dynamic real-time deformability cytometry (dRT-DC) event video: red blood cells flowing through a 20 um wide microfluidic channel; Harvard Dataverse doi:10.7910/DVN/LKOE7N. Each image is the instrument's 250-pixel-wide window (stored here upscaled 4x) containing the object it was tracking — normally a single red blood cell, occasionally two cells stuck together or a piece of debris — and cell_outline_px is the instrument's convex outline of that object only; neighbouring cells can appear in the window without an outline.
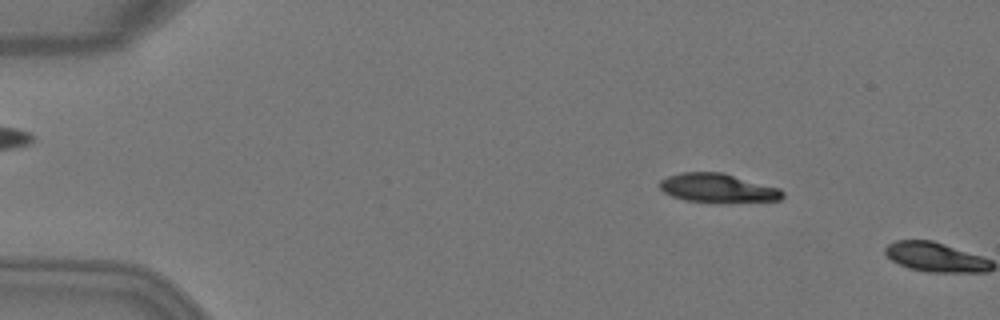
{"species": "Egyptian fruit bat (a non-hibernating species)", "species_latin": "Rousettus aegyptiacus", "temperature_condition": "warm", "stored_images_in_passage": 3, "camera_frame_rate_fps": 3000, "um_per_image_px": 0.085, "animal": {"sex": "female"}, "frame": {"image": 1, "passage_image": 2, "time_ms": 0.333, "image_size_px": [1000, 320], "cell_outline_px": [[784, 196], [780, 200], [684, 200], [672, 196], [664, 192], [660, 188], [660, 180], [668, 176], [680, 172], [724, 172], [780, 188], [784, 192]], "centroid_in_image_um": [60.99, 15.93], "position_along_channel_um": 24.0, "area_um2": 19.94}}